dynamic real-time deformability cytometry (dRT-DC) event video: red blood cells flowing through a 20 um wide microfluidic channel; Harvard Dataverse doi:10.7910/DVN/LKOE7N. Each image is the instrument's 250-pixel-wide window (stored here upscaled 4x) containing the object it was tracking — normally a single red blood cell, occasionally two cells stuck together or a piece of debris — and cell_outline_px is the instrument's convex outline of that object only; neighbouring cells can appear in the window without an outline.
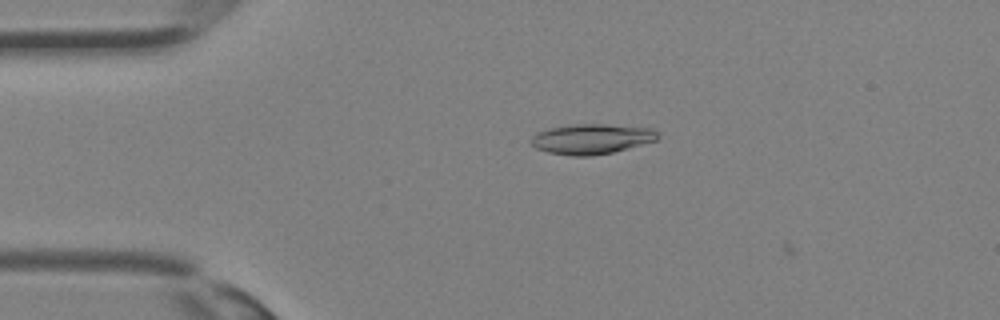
{"species": "Egyptian fruit bat (a non-hibernating species)", "species_latin": "Rousettus aegyptiacus", "temperature_condition": "room temperature", "stored_images_in_passage": 8, "camera_frame_rate_fps": 3000, "um_per_image_px": 0.085, "animal": {"sex": "female"}, "frame": {"image": 1, "passage_image": 7, "time_ms": 2.0, "image_size_px": [1000, 320], "cell_outline_px": [[660, 136], [656, 140], [612, 152], [592, 156], [572, 156], [548, 152], [536, 148], [532, 144], [532, 136], [536, 132], [548, 128], [576, 124], [604, 124], [652, 128]], "centroid_in_image_um": [50.26, 11.81], "position_along_channel_um": 34.7, "area_um2": 22.08}}